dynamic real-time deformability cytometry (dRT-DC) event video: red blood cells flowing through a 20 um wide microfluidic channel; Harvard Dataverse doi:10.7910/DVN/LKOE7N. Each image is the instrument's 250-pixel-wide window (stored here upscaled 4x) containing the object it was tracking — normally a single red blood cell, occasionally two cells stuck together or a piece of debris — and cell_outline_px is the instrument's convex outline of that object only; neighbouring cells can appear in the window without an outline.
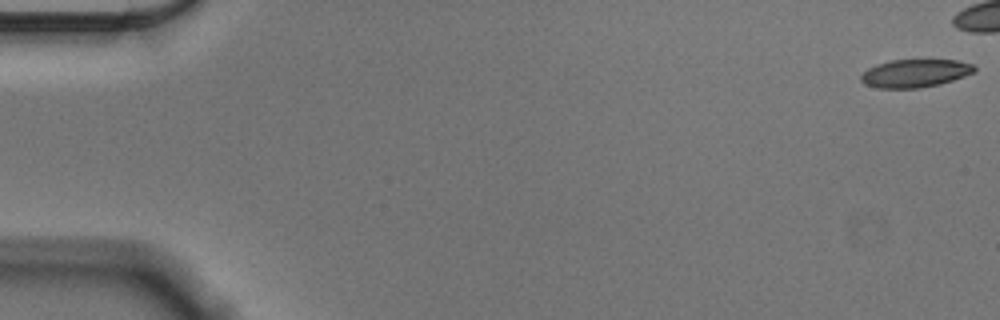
{"species": "Egyptian fruit bat (a non-hibernating species)", "species_latin": "Rousettus aegyptiacus", "temperature_condition": "cold", "stored_images_in_passage": 54, "camera_frame_rate_fps": 3000, "um_per_image_px": 0.085, "animal": {"sex": "male"}, "frame": {"image": 1, "passage_image": 1, "time_ms": 0.0, "image_size_px": [1000, 320], "cell_outline_px": [[976, 72], [940, 84], [920, 88], [880, 88], [864, 84], [860, 80], [860, 76], [868, 68], [876, 64], [892, 60], [956, 60], [972, 64], [976, 68]], "centroid_in_image_um": [77.78, 6.23], "position_along_channel_um": 7.2, "area_um2": 18.5}}
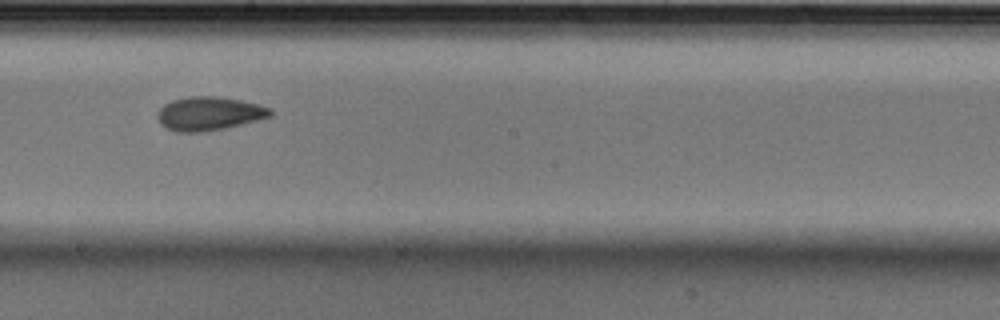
{"frame": {"image": 2, "passage_image": 32, "time_ms": 10.333, "image_size_px": [1000, 320], "cell_outline_px": [[272, 116], [224, 128], [200, 132], [176, 132], [164, 128], [160, 124], [156, 116], [156, 112], [164, 104], [172, 100], [188, 96], [216, 96], [240, 100], [272, 108]], "centroid_in_image_um": [17.71, 9.65], "position_along_channel_um": 230.5, "area_um2": 22.2}}
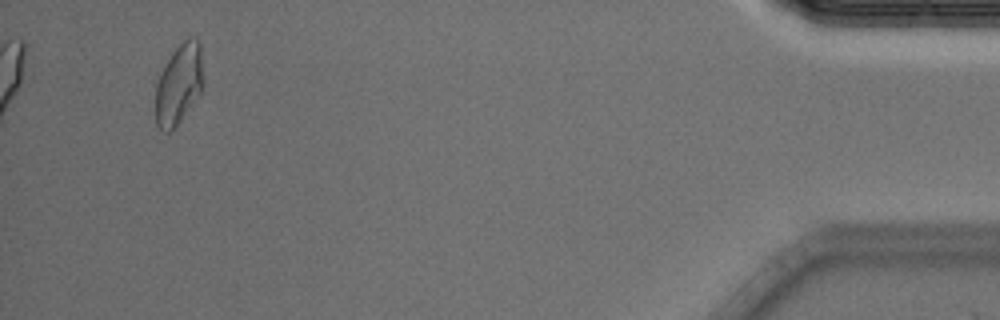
{"frame": {"image": 3, "passage_image": 54, "time_ms": 17.667, "image_size_px": [1000, 320], "cell_outline_px": [[204, 88], [180, 120], [168, 132], [164, 132], [156, 124], [156, 84], [172, 52], [184, 40], [196, 40], [200, 44], [204, 84]], "centroid_in_image_um": [15.22, 7.17], "position_along_channel_um": 420.0, "area_um2": 21.79}, "authors_computed_cell_mechanics": {"area_um2": 21.0103, "velocity_mm_per_s": 3.575, "shape_relaxation_time_tau1_ms": 3.3864, "shape_relaxation_time_tau2_ms": 2.5701, "deformation_change_tau1": 0.1456, "deformation_change_tau2": 0.0816}}